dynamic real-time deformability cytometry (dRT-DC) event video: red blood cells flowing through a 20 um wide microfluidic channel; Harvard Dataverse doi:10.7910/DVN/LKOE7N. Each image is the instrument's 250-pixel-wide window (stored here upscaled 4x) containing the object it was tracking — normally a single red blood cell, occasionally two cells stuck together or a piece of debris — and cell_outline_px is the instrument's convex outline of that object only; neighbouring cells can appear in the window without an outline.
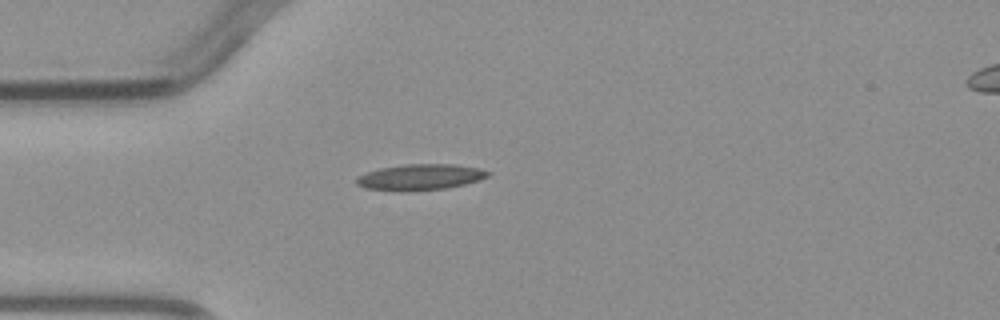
{"species": "common noctule bat (a hibernating species)", "species_latin": "Nyctalus noctula", "temperature_condition": "warm", "stored_images_in_passage": 1, "camera_frame_rate_fps": 3000, "um_per_image_px": 0.085, "animal": {"sex": "male", "body_mass_g": 23.1, "forearm_length_mm": 52.7}, "frame": {"image": 1, "passage_image": 1, "time_ms": 0.0, "image_size_px": [1000, 320], "cell_outline_px": [[492, 172], [488, 176], [464, 184], [444, 188], [408, 192], [364, 188], [356, 184], [356, 176], [380, 168], [404, 164], [456, 164], [480, 168]], "centroid_in_image_um": [35.69, 15.05], "position_along_channel_um": 49.3, "area_um2": 19.94}}